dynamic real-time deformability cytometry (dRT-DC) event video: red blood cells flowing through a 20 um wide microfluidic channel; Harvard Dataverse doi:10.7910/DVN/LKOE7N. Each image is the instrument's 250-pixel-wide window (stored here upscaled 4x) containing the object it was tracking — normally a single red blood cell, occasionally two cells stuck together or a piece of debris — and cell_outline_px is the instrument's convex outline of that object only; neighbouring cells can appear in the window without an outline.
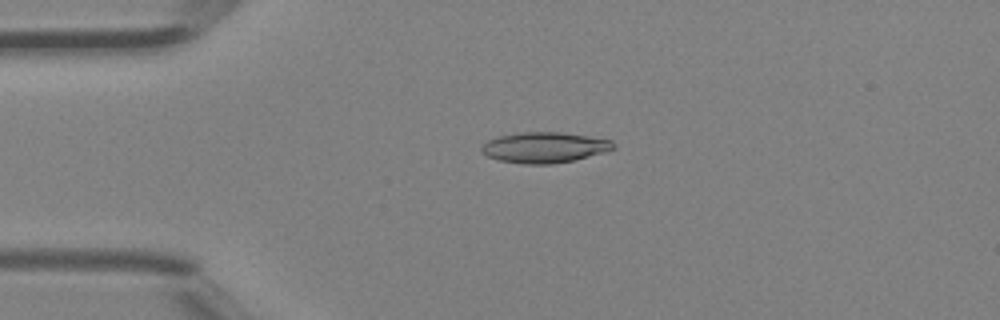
{"species": "Egyptian fruit bat (a non-hibernating species)", "species_latin": "Rousettus aegyptiacus", "temperature_condition": "room temperature", "stored_images_in_passage": 39, "camera_frame_rate_fps": 3000, "um_per_image_px": 0.085, "animal": {"sex": "female"}, "frame": {"image": 1, "passage_image": 4, "time_ms": 1.0, "image_size_px": [1000, 320], "cell_outline_px": [[616, 148], [608, 152], [572, 160], [552, 164], [524, 164], [500, 160], [488, 156], [480, 152], [480, 148], [488, 140], [500, 136], [516, 132], [564, 132], [612, 140], [616, 144]], "centroid_in_image_um": [46.32, 12.52], "position_along_channel_um": 38.7, "area_um2": 23.7}}
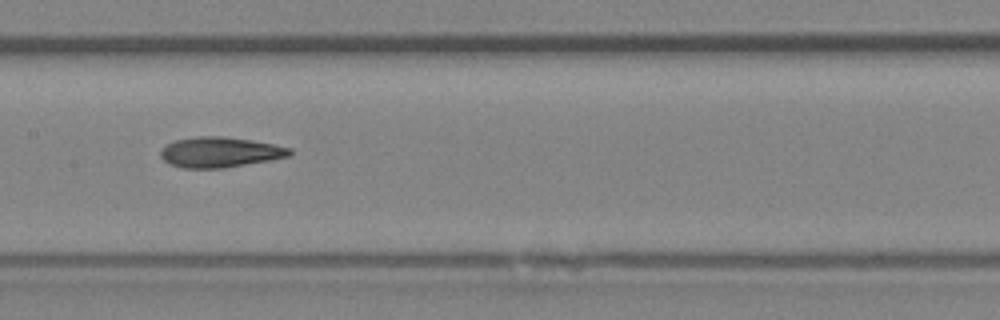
{"frame": {"image": 2, "passage_image": 16, "time_ms": 5.0, "image_size_px": [1000, 320], "cell_outline_px": [[292, 152], [288, 156], [268, 160], [224, 168], [184, 168], [172, 164], [164, 160], [160, 156], [160, 152], [168, 144], [176, 140], [196, 136], [220, 136], [252, 140], [292, 148]], "centroid_in_image_um": [18.7, 12.93], "position_along_channel_um": 188.7, "area_um2": 22.48}}
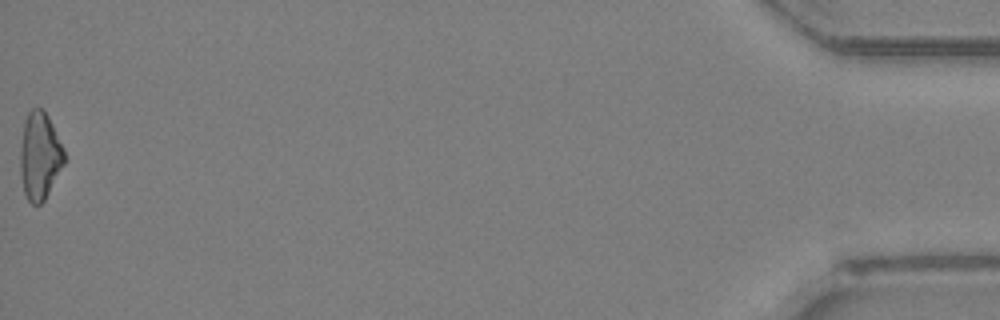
{"frame": {"image": 3, "passage_image": 39, "time_ms": 12.667, "image_size_px": [1000, 320], "cell_outline_px": [[64, 164], [44, 200], [40, 204], [32, 204], [28, 200], [24, 192], [20, 172], [20, 148], [24, 120], [28, 112], [32, 108], [44, 108], [64, 148]], "centroid_in_image_um": [3.37, 13.22], "position_along_channel_um": 431.8, "area_um2": 22.43}, "authors_computed_cell_mechanics": {"area_um2": 22.5998, "velocity_mm_per_s": 4.5279, "shape_relaxation_time_tau1_ms": 4.4246, "shape_relaxation_time_tau2_ms": 4.0164, "deformation_change_tau1": 0.1325, "deformation_change_tau2": 0.1208}}